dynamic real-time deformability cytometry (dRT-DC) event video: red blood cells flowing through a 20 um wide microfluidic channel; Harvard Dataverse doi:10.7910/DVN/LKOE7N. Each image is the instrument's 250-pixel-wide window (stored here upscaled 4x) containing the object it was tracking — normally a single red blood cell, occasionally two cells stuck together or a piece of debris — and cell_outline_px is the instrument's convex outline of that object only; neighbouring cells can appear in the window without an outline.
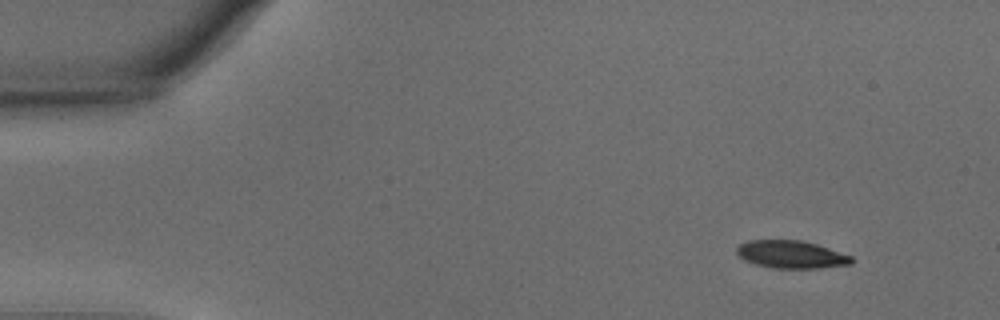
{"species": "common noctule bat (a hibernating species)", "species_latin": "Nyctalus noctula", "temperature_condition": "warm", "stored_images_in_passage": 51, "camera_frame_rate_fps": 3000, "um_per_image_px": 0.085, "animal": {"sex": "male", "body_mass_g": 15.6}, "frame": {"image": 1, "passage_image": 1, "time_ms": 0.0, "image_size_px": [1000, 320], "cell_outline_px": [[852, 264], [820, 268], [772, 268], [756, 264], [744, 260], [736, 252], [736, 248], [740, 244], [748, 240], [800, 240], [816, 244], [852, 256]], "centroid_in_image_um": [67.24, 21.63], "position_along_channel_um": 17.8, "area_um2": 18.44}}
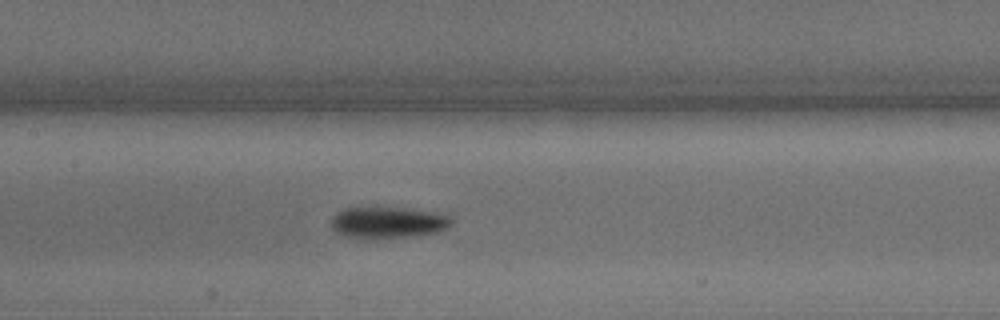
{"frame": {"image": 2, "passage_image": 22, "time_ms": 7.0, "image_size_px": [1000, 320], "cell_outline_px": [[452, 224], [448, 228], [436, 232], [412, 236], [344, 236], [336, 232], [332, 228], [332, 216], [336, 212], [344, 208], [360, 204], [376, 204], [436, 212], [448, 216], [452, 220]], "centroid_in_image_um": [32.93, 18.81], "position_along_channel_um": 174.5, "area_um2": 22.43}}
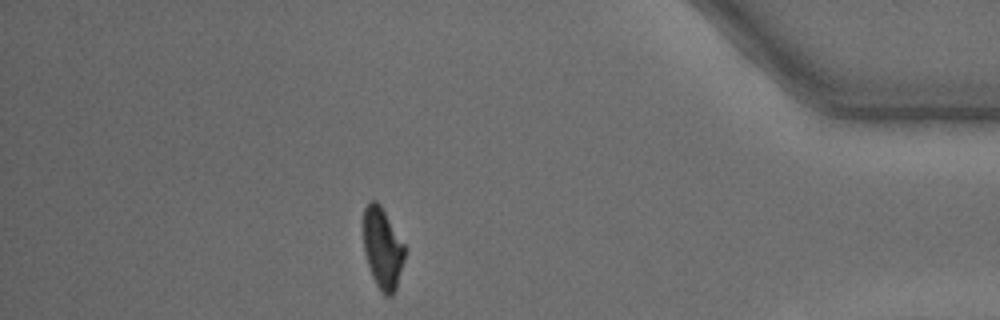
{"frame": {"image": 3, "passage_image": 44, "time_ms": 14.333, "image_size_px": [1000, 320], "cell_outline_px": [[404, 260], [396, 288], [392, 296], [384, 296], [376, 284], [372, 276], [364, 252], [364, 208], [368, 200], [376, 200], [380, 204], [404, 244]], "centroid_in_image_um": [32.51, 21.1], "position_along_channel_um": 402.7, "area_um2": 19.36}, "authors_computed_cell_mechanics": {"area_um2": 20.7502, "velocity_mm_per_s": 3.6706, "shape_relaxation_time_tau1_ms": 3.1551, "shape_relaxation_time_tau2_ms": 3.3289, "deformation_change_tau1": 0.1365, "deformation_change_tau2": 0.0973}}